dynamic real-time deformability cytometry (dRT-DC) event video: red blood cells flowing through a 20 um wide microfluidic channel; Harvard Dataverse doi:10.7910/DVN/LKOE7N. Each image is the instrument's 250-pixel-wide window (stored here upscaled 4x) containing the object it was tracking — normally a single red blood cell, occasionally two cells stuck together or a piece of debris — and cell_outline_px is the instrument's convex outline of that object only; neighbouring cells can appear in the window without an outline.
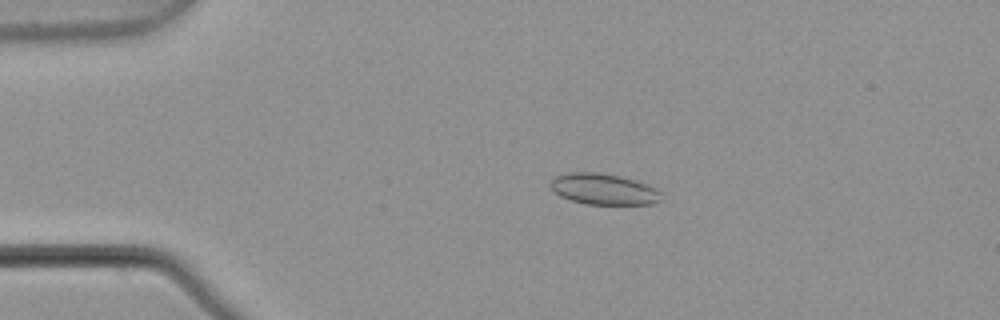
{"species": "common noctule bat (a hibernating species)", "species_latin": "Nyctalus noctula", "temperature_condition": "warm", "stored_images_in_passage": 5, "camera_frame_rate_fps": 3000, "um_per_image_px": 0.085, "animal": {"sex": "male", "body_mass_g": 21.5, "forearm_length_mm": 52.0}, "frame": {"image": 1, "passage_image": 3, "time_ms": 0.667, "image_size_px": [1000, 320], "cell_outline_px": [[660, 200], [652, 204], [588, 204], [572, 200], [560, 196], [548, 184], [556, 176], [568, 172], [600, 172], [620, 176], [636, 180], [648, 184], [656, 188], [660, 192]], "centroid_in_image_um": [51.31, 16.06], "position_along_channel_um": 33.7, "area_um2": 20.0}}
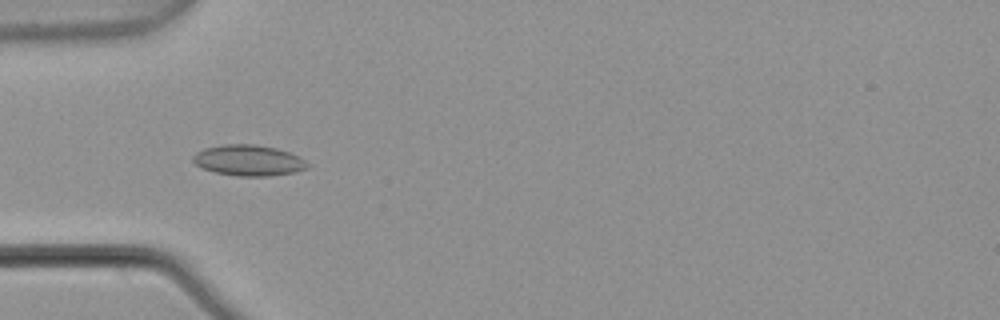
{"frame": {"image": 2, "passage_image": 4, "time_ms": 1.0, "image_size_px": [1000, 320], "cell_outline_px": [[308, 168], [296, 172], [268, 176], [236, 176], [216, 172], [204, 168], [196, 164], [192, 160], [192, 156], [196, 152], [204, 148], [220, 144], [256, 144], [276, 148], [300, 156], [308, 164]], "centroid_in_image_um": [21.13, 13.62], "position_along_channel_um": 63.9, "area_um2": 20.63}}
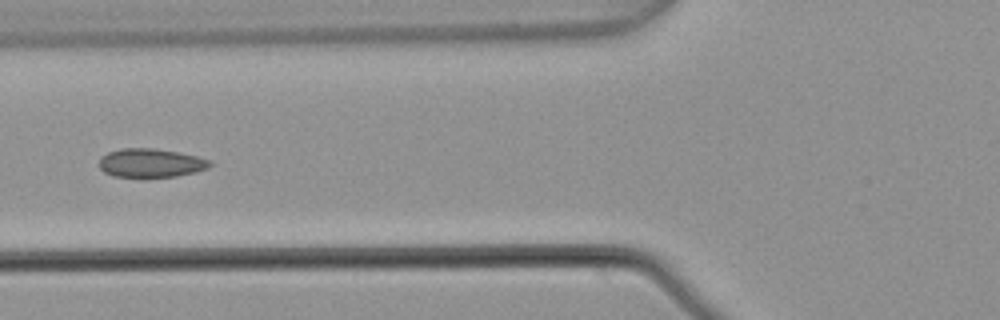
{"frame": {"image": 3, "passage_image": 5, "time_ms": 1.333, "image_size_px": [1000, 320], "cell_outline_px": [[212, 164], [208, 168], [196, 172], [176, 176], [144, 180], [112, 176], [104, 172], [100, 168], [100, 156], [108, 152], [120, 148], [152, 148], [176, 152], [196, 156], [212, 160]], "centroid_in_image_um": [12.79, 13.9], "position_along_channel_um": 113.0, "area_um2": 19.31}}